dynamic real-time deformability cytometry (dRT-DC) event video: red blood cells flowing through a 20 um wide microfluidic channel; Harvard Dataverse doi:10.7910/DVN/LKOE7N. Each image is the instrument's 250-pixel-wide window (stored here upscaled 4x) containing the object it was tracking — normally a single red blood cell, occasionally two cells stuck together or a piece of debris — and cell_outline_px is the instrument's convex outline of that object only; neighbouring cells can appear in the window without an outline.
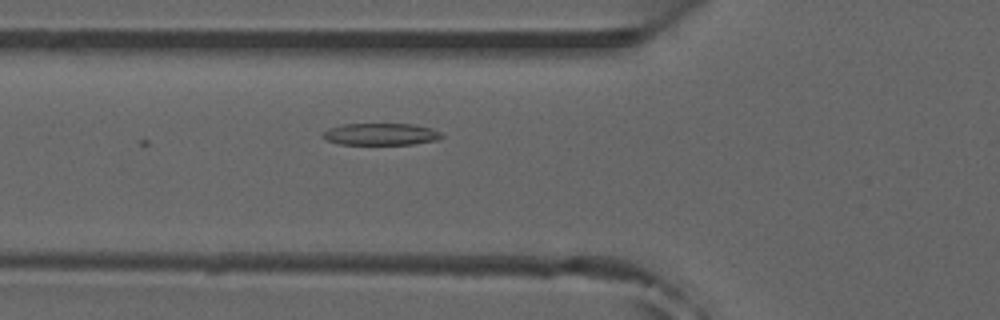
{"species": "common noctule bat (a hibernating species)", "species_latin": "Nyctalus noctula", "temperature_condition": "room temperature", "stored_images_in_passage": 2, "camera_frame_rate_fps": 3000, "um_per_image_px": 0.085, "animal": {"sex": "male", "forearm_length_mm": 52.5}, "frame": {"image": 1, "passage_image": 2, "time_ms": 0.333, "image_size_px": [1000, 320], "cell_outline_px": [[444, 136], [436, 140], [412, 144], [340, 144], [324, 140], [320, 136], [320, 132], [328, 128], [344, 124], [412, 124], [432, 128], [440, 132]], "centroid_in_image_um": [32.3, 11.4], "position_along_channel_um": 93.5, "area_um2": 15.32}}